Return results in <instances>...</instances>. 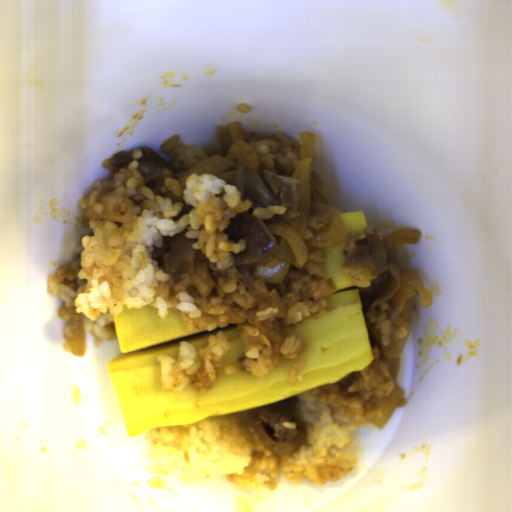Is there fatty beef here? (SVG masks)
<instances>
[{
  "mask_svg": "<svg viewBox=\"0 0 512 512\" xmlns=\"http://www.w3.org/2000/svg\"><path fill=\"white\" fill-rule=\"evenodd\" d=\"M232 142L223 155L230 167L213 173L218 179L236 187L241 200H250V208L229 218L223 229L228 241L244 240V249L232 253V265L225 270L193 245L197 238H187L189 228L175 236H163L162 246L152 244L151 258L168 275L169 293L186 291L194 298L203 297L192 282L197 274L202 279L242 280L256 300L258 309L276 308L272 331L287 336L296 329L288 321L287 312L270 296L274 289L288 308L304 304L310 314L321 318L327 313L328 299L337 292L332 278L325 279L324 253L326 247H309L302 268L294 265L295 254L289 242L267 228L270 220L281 221L304 240L326 234L335 217L328 190L314 170L310 175V210L307 215L298 212V180L292 177L301 163V142L277 132L269 138H260L246 131L239 122L227 127ZM267 205H283L282 215L269 220L258 219L252 212Z\"/></svg>",
  "mask_w": 512,
  "mask_h": 512,
  "instance_id": "8fa450e3",
  "label": "fatty beef"
},
{
  "mask_svg": "<svg viewBox=\"0 0 512 512\" xmlns=\"http://www.w3.org/2000/svg\"><path fill=\"white\" fill-rule=\"evenodd\" d=\"M388 235L367 226L347 241L343 251L342 269L352 282H361L366 274L375 277L367 287L359 288L369 345L380 353L371 362L373 366L390 356L392 340L406 337L408 330L398 321L405 302L418 296L421 306L428 308L433 301L419 271H403V253L399 246H392Z\"/></svg>",
  "mask_w": 512,
  "mask_h": 512,
  "instance_id": "1bbc456c",
  "label": "fatty beef"
},
{
  "mask_svg": "<svg viewBox=\"0 0 512 512\" xmlns=\"http://www.w3.org/2000/svg\"><path fill=\"white\" fill-rule=\"evenodd\" d=\"M300 403L296 395L250 410L246 415L255 426L262 425L272 442H291L301 434L299 424L304 423Z\"/></svg>",
  "mask_w": 512,
  "mask_h": 512,
  "instance_id": "5ad873be",
  "label": "fatty beef"
},
{
  "mask_svg": "<svg viewBox=\"0 0 512 512\" xmlns=\"http://www.w3.org/2000/svg\"><path fill=\"white\" fill-rule=\"evenodd\" d=\"M141 154L142 156L137 160V171L140 172L145 186L153 192L154 196L170 198L172 203H181L183 205L182 210L176 216L172 217L175 222L180 220L191 212L194 207L186 203L185 198L182 196L176 197L172 190H167L163 193L161 187L165 184V178H174L178 182L186 173L174 172L168 165L166 159L150 148L141 147Z\"/></svg>",
  "mask_w": 512,
  "mask_h": 512,
  "instance_id": "51303b74",
  "label": "fatty beef"
},
{
  "mask_svg": "<svg viewBox=\"0 0 512 512\" xmlns=\"http://www.w3.org/2000/svg\"><path fill=\"white\" fill-rule=\"evenodd\" d=\"M362 376L363 374L360 371L350 372L345 377L335 382L330 389L337 396H340L343 400L357 397L359 395V392H349V388Z\"/></svg>",
  "mask_w": 512,
  "mask_h": 512,
  "instance_id": "2513f850",
  "label": "fatty beef"
},
{
  "mask_svg": "<svg viewBox=\"0 0 512 512\" xmlns=\"http://www.w3.org/2000/svg\"><path fill=\"white\" fill-rule=\"evenodd\" d=\"M133 159L132 152L119 151L112 157L106 158L101 167L103 169H108L111 173H116L121 169L127 168Z\"/></svg>",
  "mask_w": 512,
  "mask_h": 512,
  "instance_id": "7934fd38",
  "label": "fatty beef"
}]
</instances>
